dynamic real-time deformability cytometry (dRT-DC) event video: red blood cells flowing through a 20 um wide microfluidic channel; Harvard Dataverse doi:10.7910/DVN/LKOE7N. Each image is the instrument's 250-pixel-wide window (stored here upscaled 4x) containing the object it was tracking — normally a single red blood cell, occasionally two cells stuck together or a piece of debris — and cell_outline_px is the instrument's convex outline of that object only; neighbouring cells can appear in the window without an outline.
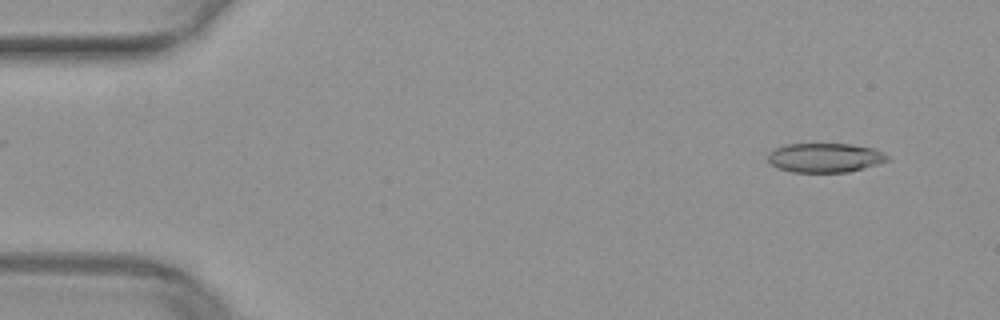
{"species": "common noctule bat (a hibernating species)", "species_latin": "Nyctalus noctula", "temperature_condition": "warm", "stored_images_in_passage": 15, "camera_frame_rate_fps": 3000, "um_per_image_px": 0.085, "animal": {"sex": "female", "body_mass_g": 29.2, "forearm_length_mm": 56.3}, "frame": {"image": 1, "passage_image": 1, "time_ms": 0.0, "image_size_px": [1000, 320], "cell_outline_px": [[892, 160], [864, 168], [848, 172], [792, 172], [780, 168], [772, 164], [768, 160], [768, 152], [776, 148], [788, 144], [852, 144], [872, 148], [884, 152]], "centroid_in_image_um": [70.17, 13.4], "position_along_channel_um": 14.8, "area_um2": 20.4}}